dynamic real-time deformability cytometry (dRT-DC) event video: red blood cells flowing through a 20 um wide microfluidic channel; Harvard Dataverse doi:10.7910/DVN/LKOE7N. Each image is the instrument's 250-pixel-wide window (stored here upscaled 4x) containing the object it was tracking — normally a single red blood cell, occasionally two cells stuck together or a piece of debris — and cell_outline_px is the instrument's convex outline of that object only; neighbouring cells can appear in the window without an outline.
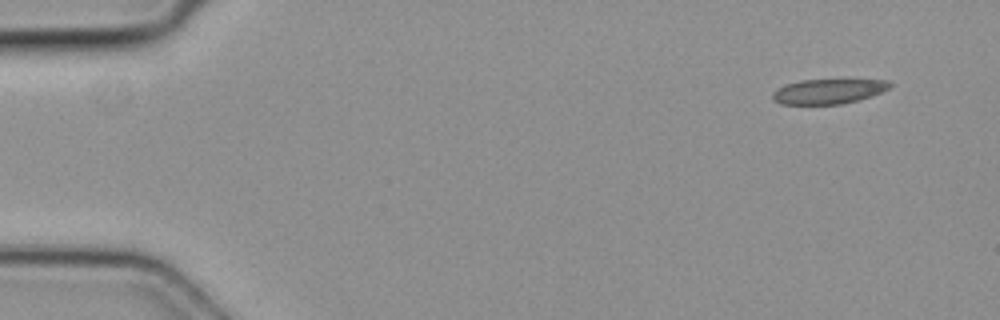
{"species": "common noctule bat (a hibernating species)", "species_latin": "Nyctalus noctula", "temperature_condition": "cold", "stored_images_in_passage": 5, "camera_frame_rate_fps": 3000, "um_per_image_px": 0.085, "animal": {"sex": "female", "body_mass_g": 19.3, "forearm_length_mm": 54.1}, "frame": {"image": 1, "passage_image": 1, "time_ms": 0.0, "image_size_px": [1000, 320], "cell_outline_px": [[892, 84], [888, 88], [872, 96], [860, 100], [840, 104], [780, 104], [772, 100], [772, 92], [784, 84], [800, 80], [888, 80]], "centroid_in_image_um": [70.36, 7.77], "position_along_channel_um": 14.6, "area_um2": 16.99}}